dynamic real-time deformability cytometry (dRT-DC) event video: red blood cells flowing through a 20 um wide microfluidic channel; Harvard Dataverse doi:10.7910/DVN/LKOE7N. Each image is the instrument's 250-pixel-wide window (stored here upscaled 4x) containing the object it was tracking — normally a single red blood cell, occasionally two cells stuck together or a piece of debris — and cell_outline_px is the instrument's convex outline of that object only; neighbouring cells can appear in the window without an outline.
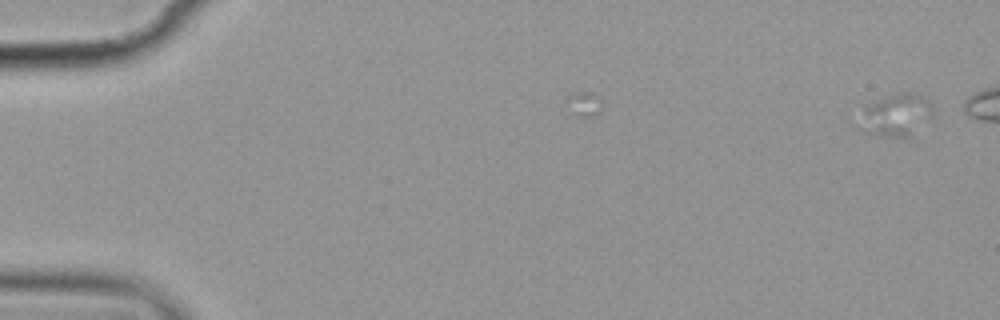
{"species": "common noctule bat (a hibernating species)", "species_latin": "Nyctalus noctula", "temperature_condition": "cold", "stored_images_in_passage": 3, "camera_frame_rate_fps": 3000, "um_per_image_px": 0.085, "animal": {"sex": "female", "body_mass_g": 19.9}, "frame": {"image": 1, "passage_image": 1, "time_ms": 0.0, "image_size_px": [1000, 320], "cell_outline_px": [[932, 116], [908, 136], [888, 136], [868, 132], [864, 108], [864, 104], [884, 96], [896, 92], [908, 92], [924, 96], [932, 104]], "centroid_in_image_um": [76.28, 9.68], "position_along_channel_um": 8.7, "area_um2": 17.11}}